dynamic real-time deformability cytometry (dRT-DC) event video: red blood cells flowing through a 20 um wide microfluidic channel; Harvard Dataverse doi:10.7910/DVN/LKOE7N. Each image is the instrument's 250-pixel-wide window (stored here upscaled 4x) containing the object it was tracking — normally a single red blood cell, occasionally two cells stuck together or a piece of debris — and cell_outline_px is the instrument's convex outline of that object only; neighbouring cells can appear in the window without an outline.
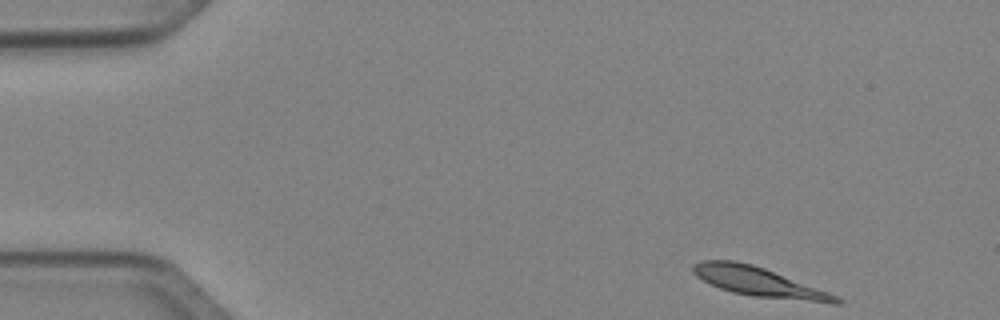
{"species": "Egyptian fruit bat (a non-hibernating species)", "species_latin": "Rousettus aegyptiacus", "temperature_condition": "cold", "stored_images_in_passage": 46, "camera_frame_rate_fps": 3000, "um_per_image_px": 0.085, "animal": {"sex": "female"}, "frame": {"image": 1, "passage_image": 1, "time_ms": 0.0, "image_size_px": [1000, 320], "cell_outline_px": [[844, 304], [832, 304], [752, 296], [732, 292], [720, 288], [696, 276], [692, 272], [692, 264], [700, 260], [736, 260], [752, 264], [764, 268], [840, 296], [844, 300]], "centroid_in_image_um": [64.56, 23.97], "position_along_channel_um": 20.4, "area_um2": 24.62}}
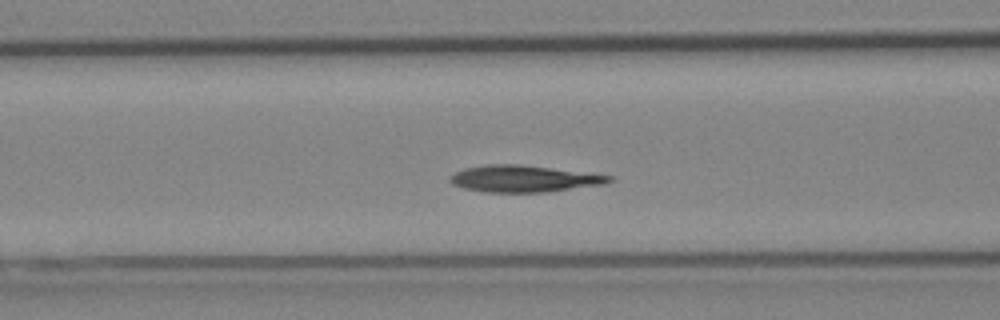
{"frame": {"image": 2, "passage_image": 16, "time_ms": 5.0, "image_size_px": [1000, 320], "cell_outline_px": [[616, 180], [604, 184], [544, 192], [484, 192], [464, 188], [452, 184], [448, 180], [448, 176], [456, 172], [468, 168], [488, 164], [516, 164], [616, 176]], "centroid_in_image_um": [44.54, 15.19], "position_along_channel_um": 122.1, "area_um2": 24.57}}
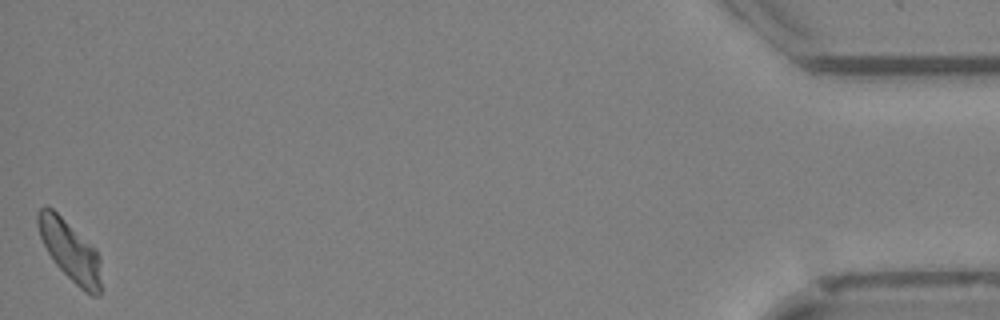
{"frame": {"image": 3, "passage_image": 46, "time_ms": 15.0, "image_size_px": [1000, 320], "cell_outline_px": [[100, 296], [92, 296], [84, 292], [56, 264], [48, 252], [40, 236], [36, 224], [36, 212], [40, 208], [52, 208], [96, 248], [100, 256]], "centroid_in_image_um": [5.97, 21.31], "position_along_channel_um": 429.2, "area_um2": 22.14}, "authors_computed_cell_mechanics": {"area_um2": 23.9292, "velocity_mm_per_s": 3.9855, "shape_relaxation_time_tau1_ms": 3.2441, "shape_relaxation_time_tau2_ms": 3.6012, "deformation_change_tau1": 0.1385, "deformation_change_tau2": 0.0941}}